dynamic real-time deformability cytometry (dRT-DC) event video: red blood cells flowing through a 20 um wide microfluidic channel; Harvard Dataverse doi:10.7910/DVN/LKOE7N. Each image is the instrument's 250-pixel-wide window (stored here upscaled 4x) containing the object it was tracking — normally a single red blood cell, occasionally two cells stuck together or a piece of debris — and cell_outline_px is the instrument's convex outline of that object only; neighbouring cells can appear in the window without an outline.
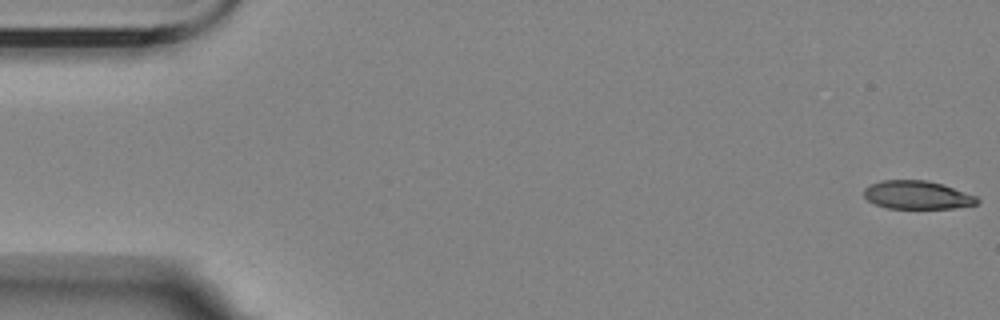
{"species": "Egyptian fruit bat (a non-hibernating species)", "species_latin": "Rousettus aegyptiacus", "temperature_condition": "room temperature", "stored_images_in_passage": 50, "camera_frame_rate_fps": 3000, "um_per_image_px": 0.085, "animal": {"sex": "female"}, "frame": {"image": 1, "passage_image": 1, "time_ms": 0.0, "image_size_px": [1000, 320], "cell_outline_px": [[980, 200], [976, 204], [952, 208], [888, 208], [876, 204], [868, 200], [864, 196], [864, 188], [880, 180], [928, 180], [944, 184], [976, 196]], "centroid_in_image_um": [77.97, 16.56], "position_along_channel_um": 7.0, "area_um2": 18.61}}
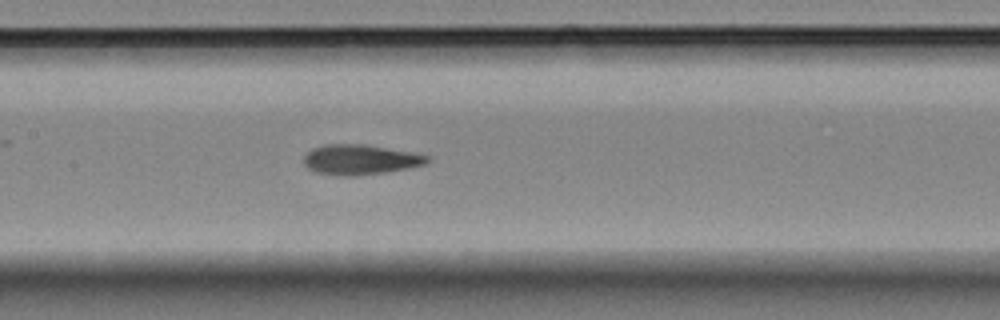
{"frame": {"image": 2, "passage_image": 27, "time_ms": 8.667, "image_size_px": [1000, 320], "cell_outline_px": [[432, 160], [424, 164], [408, 168], [384, 172], [356, 176], [340, 176], [316, 172], [308, 168], [304, 164], [304, 156], [312, 148], [324, 144], [364, 144], [412, 152], [432, 156]], "centroid_in_image_um": [30.63, 13.56], "position_along_channel_um": 176.8, "area_um2": 21.73}}
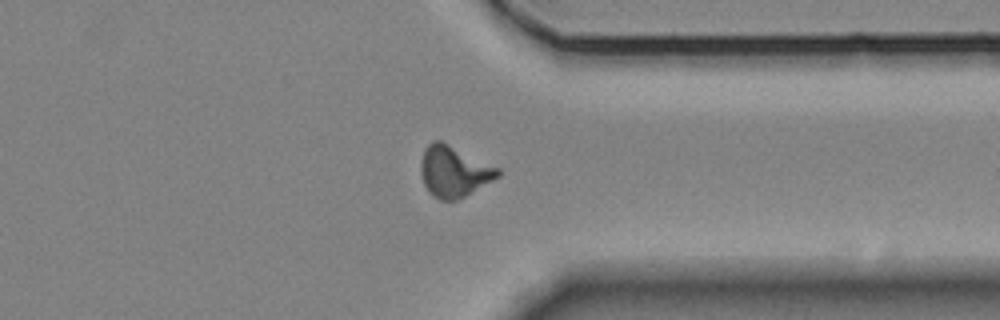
{"frame": {"image": 3, "passage_image": 44, "time_ms": 14.333, "image_size_px": [1000, 320], "cell_outline_px": [[500, 176], [464, 196], [456, 200], [440, 200], [432, 196], [428, 192], [424, 184], [420, 172], [420, 160], [424, 148], [432, 140], [440, 140], [500, 168]], "centroid_in_image_um": [38.55, 14.56], "position_along_channel_um": 372.9, "area_um2": 22.95}}